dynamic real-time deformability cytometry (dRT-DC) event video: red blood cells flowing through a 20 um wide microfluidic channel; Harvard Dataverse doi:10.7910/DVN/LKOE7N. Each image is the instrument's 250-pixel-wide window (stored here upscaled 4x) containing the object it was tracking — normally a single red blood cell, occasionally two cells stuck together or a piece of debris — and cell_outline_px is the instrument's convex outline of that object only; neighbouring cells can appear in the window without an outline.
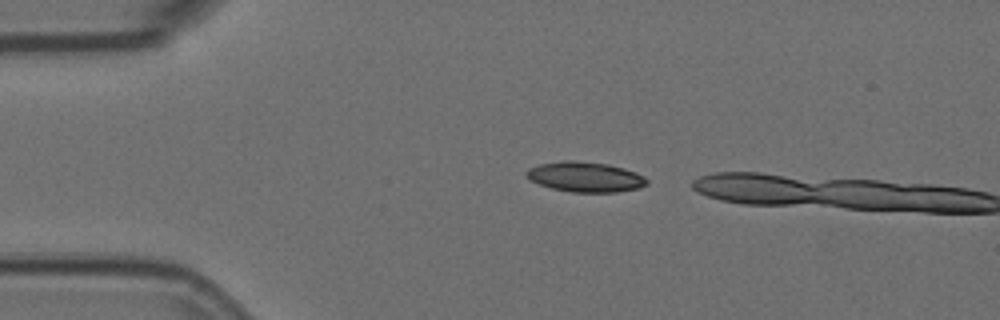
{"species": "Egyptian fruit bat (a non-hibernating species)", "species_latin": "Rousettus aegyptiacus", "temperature_condition": "room temperature", "stored_images_in_passage": 2, "camera_frame_rate_fps": 3000, "um_per_image_px": 0.085, "animal": {"sex": "female"}, "frame": {"image": 1, "passage_image": 1, "time_ms": 0.0, "image_size_px": [1000, 320], "cell_outline_px": [[648, 184], [636, 188], [616, 192], [572, 192], [552, 188], [528, 180], [524, 176], [524, 172], [528, 168], [540, 164], [564, 160], [572, 160], [608, 164], [624, 168], [636, 172], [644, 176], [648, 180]], "centroid_in_image_um": [49.71, 15.03], "position_along_channel_um": 35.3, "area_um2": 21.21}}